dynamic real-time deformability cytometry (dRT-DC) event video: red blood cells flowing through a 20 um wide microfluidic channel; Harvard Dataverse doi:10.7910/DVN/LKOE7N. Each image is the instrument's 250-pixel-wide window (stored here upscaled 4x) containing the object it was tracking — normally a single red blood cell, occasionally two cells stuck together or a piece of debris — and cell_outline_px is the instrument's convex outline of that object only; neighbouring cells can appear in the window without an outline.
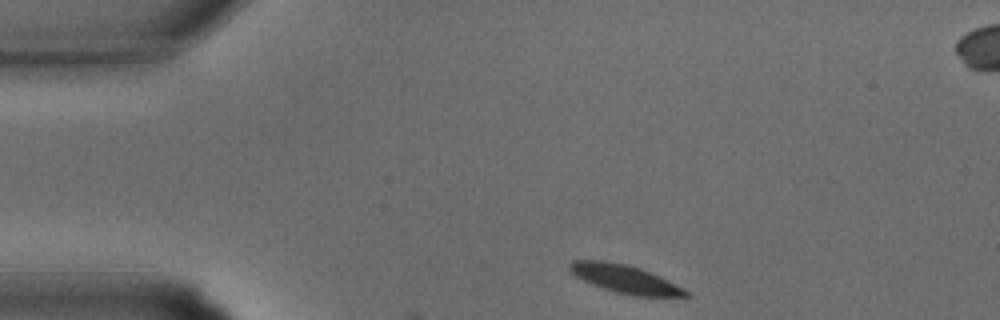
{"species": "common noctule bat (a hibernating species)", "species_latin": "Nyctalus noctula", "temperature_condition": "warm", "stored_images_in_passage": 3, "camera_frame_rate_fps": 3000, "um_per_image_px": 0.085, "animal": {"sex": "male", "body_mass_g": 15.6}, "frame": {"image": 1, "passage_image": 1, "time_ms": 0.0, "image_size_px": [1000, 320], "cell_outline_px": [[692, 296], [636, 296], [616, 292], [592, 284], [576, 276], [568, 268], [568, 264], [572, 260], [604, 260], [624, 264], [640, 268], [668, 280], [692, 292]], "centroid_in_image_um": [53.15, 23.71], "position_along_channel_um": 31.9, "area_um2": 18.96}}